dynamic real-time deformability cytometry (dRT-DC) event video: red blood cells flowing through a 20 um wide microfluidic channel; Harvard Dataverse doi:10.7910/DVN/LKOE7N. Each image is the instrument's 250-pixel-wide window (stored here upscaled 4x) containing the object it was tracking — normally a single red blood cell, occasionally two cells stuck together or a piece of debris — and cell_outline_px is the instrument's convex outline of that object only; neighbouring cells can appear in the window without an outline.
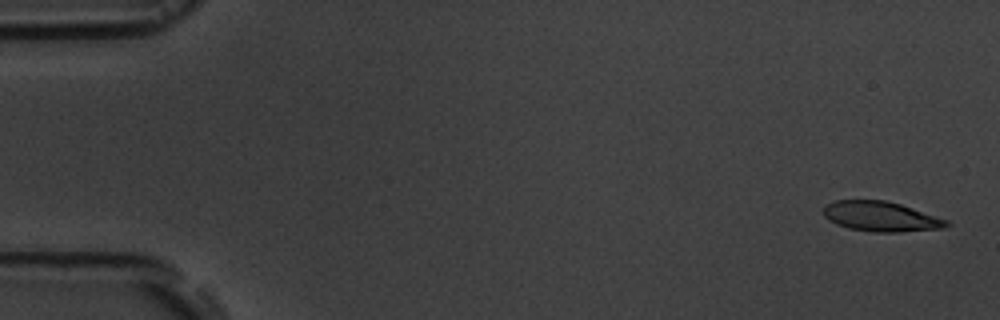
{"species": "common noctule bat (a hibernating species)", "species_latin": "Nyctalus noctula", "temperature_condition": "room temperature", "stored_images_in_passage": 6, "camera_frame_rate_fps": 3000, "um_per_image_px": 0.085, "animal": {"sex": "male", "body_mass_g": 19.5, "forearm_length_mm": 54.6}, "frame": {"image": 1, "passage_image": 1, "time_ms": 0.0, "image_size_px": [1000, 320], "cell_outline_px": [[952, 224], [944, 228], [900, 232], [872, 232], [848, 228], [836, 224], [828, 220], [824, 216], [824, 208], [828, 204], [836, 200], [884, 200], [900, 204], [948, 220]], "centroid_in_image_um": [74.89, 18.41], "position_along_channel_um": 10.1, "area_um2": 21.44}}